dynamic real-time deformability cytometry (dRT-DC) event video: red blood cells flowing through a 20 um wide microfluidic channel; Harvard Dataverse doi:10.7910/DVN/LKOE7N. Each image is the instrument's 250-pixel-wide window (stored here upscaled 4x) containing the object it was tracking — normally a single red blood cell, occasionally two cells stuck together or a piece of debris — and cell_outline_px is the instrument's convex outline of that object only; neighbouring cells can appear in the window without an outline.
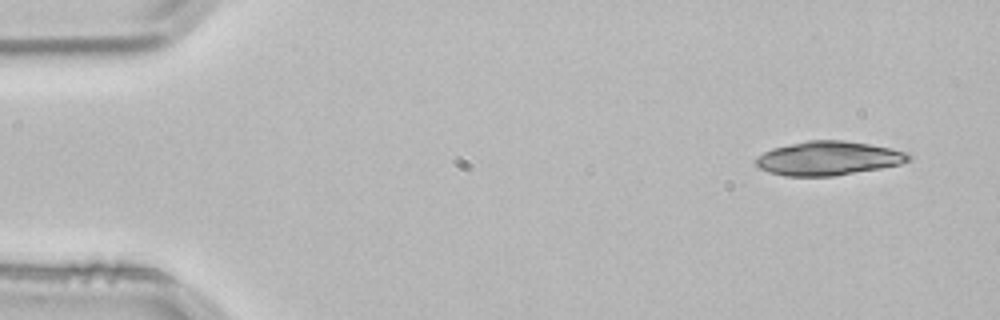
{"species": "common noctule bat (a hibernating species)", "species_latin": "Nyctalus noctula", "temperature_condition": "room temperature", "stored_images_in_passage": 3, "camera_frame_rate_fps": 3000, "um_per_image_px": 0.085, "animal": {"sex": "male", "body_mass_g": 21.5, "forearm_length_mm": 52.0}, "frame": {"image": 1, "passage_image": 1, "time_ms": 0.0, "image_size_px": [1000, 320], "cell_outline_px": [[916, 156], [912, 160], [900, 164], [880, 168], [836, 176], [784, 176], [768, 172], [760, 168], [756, 164], [756, 156], [772, 148], [808, 140], [844, 140], [892, 148], [908, 152]], "centroid_in_image_um": [70.46, 13.45], "position_along_channel_um": 14.5, "area_um2": 30.52}}